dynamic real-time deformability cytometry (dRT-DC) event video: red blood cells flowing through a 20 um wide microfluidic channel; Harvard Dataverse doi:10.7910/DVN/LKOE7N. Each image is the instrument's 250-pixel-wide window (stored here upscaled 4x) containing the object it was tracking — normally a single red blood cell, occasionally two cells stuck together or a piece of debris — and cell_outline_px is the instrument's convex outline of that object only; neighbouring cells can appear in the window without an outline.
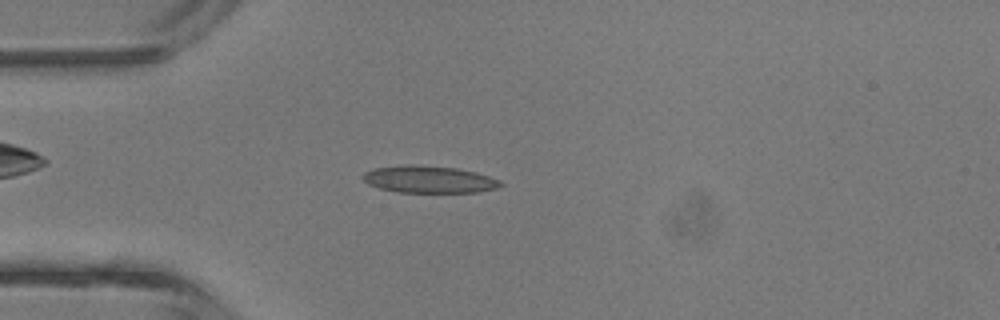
{"species": "common noctule bat (a hibernating species)", "species_latin": "Nyctalus noctula", "temperature_condition": "room temperature", "stored_images_in_passage": 3, "camera_frame_rate_fps": 3000, "um_per_image_px": 0.085, "animal": {"sex": "male", "body_mass_g": 13.3}, "frame": {"image": 1, "passage_image": 3, "time_ms": 2.333, "image_size_px": [1000, 320], "cell_outline_px": [[504, 184], [496, 188], [476, 192], [396, 192], [380, 188], [368, 184], [364, 180], [364, 172], [376, 168], [408, 164], [416, 164], [456, 168], [476, 172], [500, 180]], "centroid_in_image_um": [36.48, 15.24], "position_along_channel_um": 48.5, "area_um2": 21.62}}